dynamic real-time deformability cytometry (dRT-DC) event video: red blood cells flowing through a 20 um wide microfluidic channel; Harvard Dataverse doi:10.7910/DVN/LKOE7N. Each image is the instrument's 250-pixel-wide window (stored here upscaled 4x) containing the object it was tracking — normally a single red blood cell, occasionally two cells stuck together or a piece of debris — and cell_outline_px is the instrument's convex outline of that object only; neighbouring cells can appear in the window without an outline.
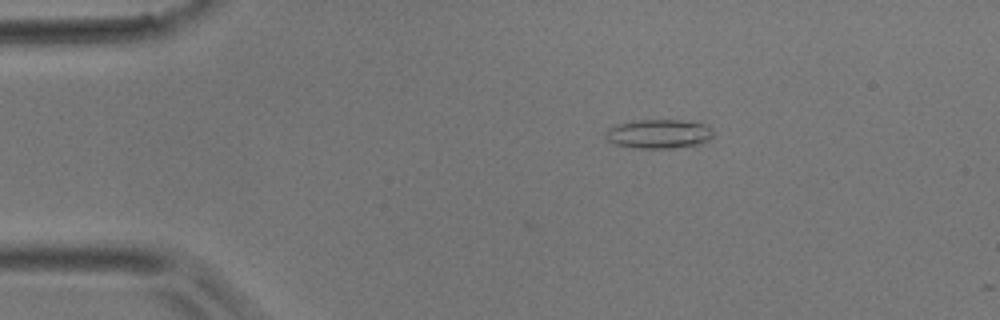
{"species": "common noctule bat (a hibernating species)", "species_latin": "Nyctalus noctula", "temperature_condition": "room temperature", "stored_images_in_passage": 6, "camera_frame_rate_fps": 3000, "um_per_image_px": 0.085, "animal": {"sex": "male", "body_mass_g": 17.9}, "frame": {"image": 1, "passage_image": 3, "time_ms": 0.667, "image_size_px": [1000, 320], "cell_outline_px": [[712, 136], [708, 140], [700, 144], [672, 148], [636, 148], [616, 144], [608, 140], [604, 136], [604, 132], [608, 128], [616, 124], [636, 120], [696, 120], [712, 128]], "centroid_in_image_um": [56.0, 11.36], "position_along_channel_um": 29.0, "area_um2": 18.5}}